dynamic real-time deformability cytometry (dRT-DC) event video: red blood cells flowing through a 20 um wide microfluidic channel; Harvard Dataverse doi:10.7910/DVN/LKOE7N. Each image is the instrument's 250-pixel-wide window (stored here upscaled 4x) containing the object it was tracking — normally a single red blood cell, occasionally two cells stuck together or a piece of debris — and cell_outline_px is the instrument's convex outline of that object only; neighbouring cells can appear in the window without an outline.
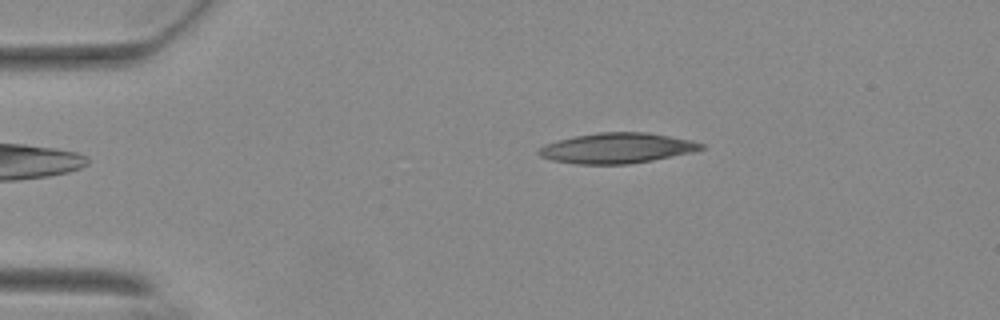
{"species": "Egyptian fruit bat (a non-hibernating species)", "species_latin": "Rousettus aegyptiacus", "temperature_condition": "warm", "stored_images_in_passage": 26, "camera_frame_rate_fps": 3000, "um_per_image_px": 0.085, "animal": {"sex": "female"}, "frame": {"image": 1, "passage_image": 1, "time_ms": 0.0, "image_size_px": [1000, 320], "cell_outline_px": [[704, 148], [692, 152], [652, 160], [628, 164], [580, 164], [556, 160], [540, 156], [536, 152], [544, 144], [556, 140], [576, 136], [600, 132], [644, 132], [692, 140], [704, 144]], "centroid_in_image_um": [52.44, 12.58], "position_along_channel_um": 32.6, "area_um2": 28.38}}
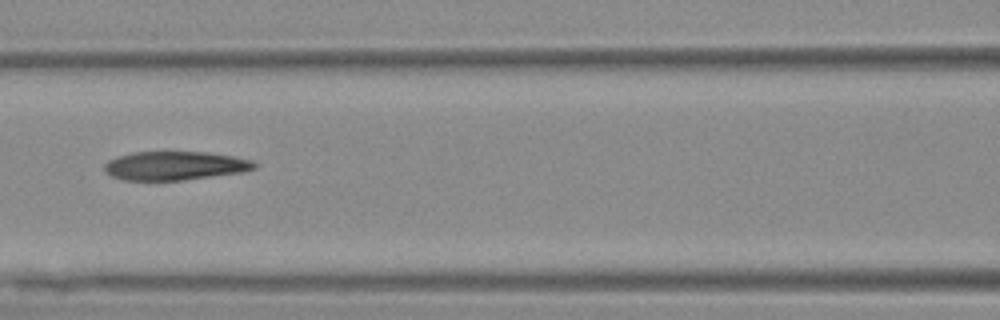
{"frame": {"image": 2, "passage_image": 15, "time_ms": 4.667, "image_size_px": [1000, 320], "cell_outline_px": [[256, 168], [244, 172], [184, 180], [124, 180], [112, 176], [104, 168], [104, 164], [108, 160], [132, 152], [204, 152], [232, 156], [252, 160], [256, 164]], "centroid_in_image_um": [14.89, 14.09], "position_along_channel_um": 151.7, "area_um2": 24.97}}
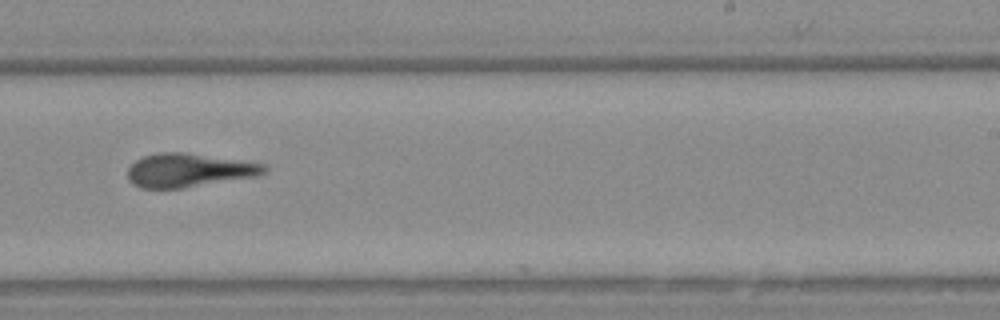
{"frame": {"image": 3, "passage_image": 25, "time_ms": 8.0, "image_size_px": [1000, 320], "cell_outline_px": [[268, 172], [256, 176], [184, 188], [140, 188], [132, 184], [128, 180], [128, 168], [136, 160], [144, 156], [156, 152], [184, 152], [264, 164], [268, 168]], "centroid_in_image_um": [16.02, 14.47], "position_along_channel_um": 273.0, "area_um2": 26.7}}